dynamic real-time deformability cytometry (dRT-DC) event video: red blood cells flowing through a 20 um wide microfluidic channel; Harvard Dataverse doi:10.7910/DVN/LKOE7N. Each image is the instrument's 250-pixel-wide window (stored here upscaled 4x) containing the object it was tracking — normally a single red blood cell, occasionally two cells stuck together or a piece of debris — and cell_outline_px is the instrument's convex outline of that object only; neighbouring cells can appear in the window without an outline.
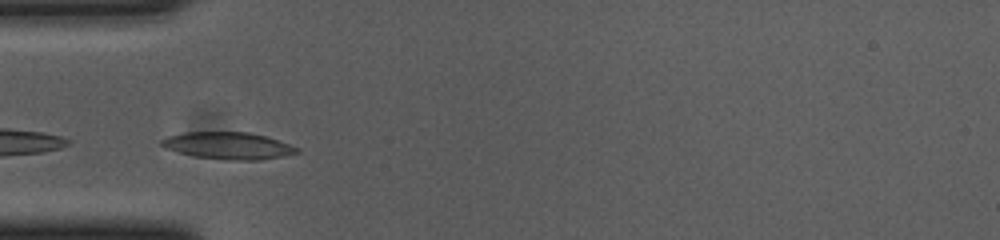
{"species": "common noctule bat (a hibernating species)", "species_latin": "Nyctalus noctula", "temperature_condition": "cold", "stored_images_in_passage": 20, "camera_frame_rate_fps": 3000, "um_per_image_px": 0.085, "animal": {"sex": "female", "body_mass_g": 23.0, "forearm_length_mm": 53.4}, "frame": {"image": 1, "passage_image": 4, "time_ms": 1.0, "image_size_px": [1000, 240], "cell_outline_px": [[300, 152], [284, 156], [260, 160], [228, 160], [196, 156], [164, 148], [160, 144], [160, 140], [168, 136], [184, 132], [248, 132], [264, 136], [300, 148]], "centroid_in_image_um": [19.39, 12.38], "position_along_channel_um": 65.6, "area_um2": 21.15}}